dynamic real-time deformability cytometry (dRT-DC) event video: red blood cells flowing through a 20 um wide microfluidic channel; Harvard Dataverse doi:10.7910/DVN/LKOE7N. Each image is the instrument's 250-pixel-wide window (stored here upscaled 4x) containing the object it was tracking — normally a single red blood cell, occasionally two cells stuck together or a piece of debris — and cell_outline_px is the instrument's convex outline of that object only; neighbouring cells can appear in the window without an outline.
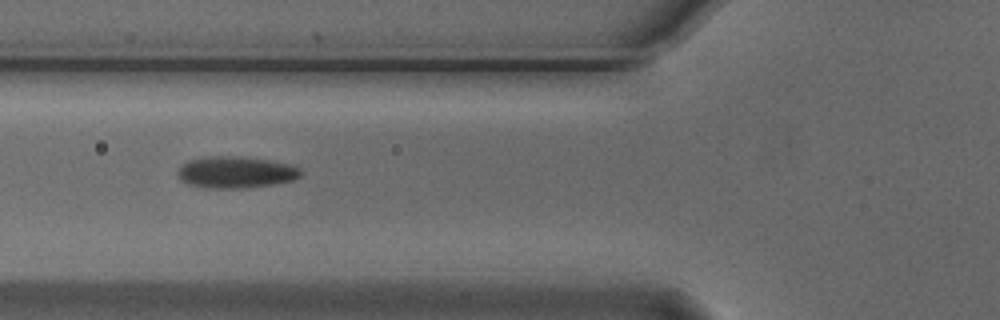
{"species": "Egyptian fruit bat (a non-hibernating species)", "species_latin": "Rousettus aegyptiacus", "temperature_condition": "cold", "stored_images_in_passage": 7, "camera_frame_rate_fps": 3000, "um_per_image_px": 0.085, "animal": {"sex": "male"}, "frame": {"image": 1, "passage_image": 2, "time_ms": 0.333, "image_size_px": [1000, 320], "cell_outline_px": [[300, 176], [292, 180], [272, 184], [240, 188], [204, 188], [188, 184], [180, 180], [176, 172], [188, 160], [212, 156], [240, 156], [268, 160], [292, 164], [300, 168]], "centroid_in_image_um": [20.02, 14.64], "position_along_channel_um": 105.8, "area_um2": 22.6}}
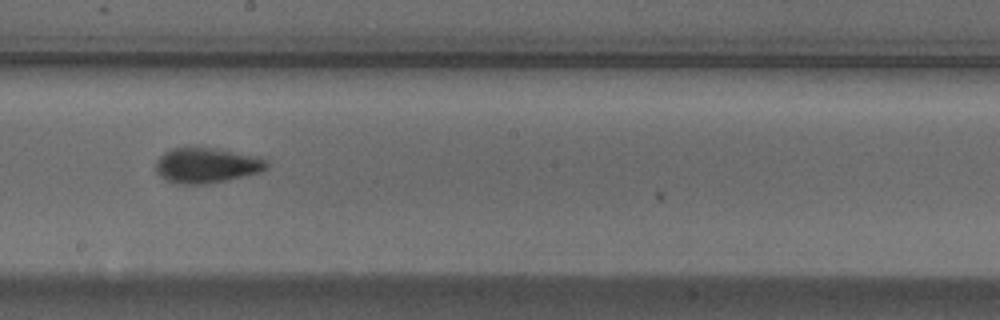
{"frame": {"image": 2, "passage_image": 5, "time_ms": 1.333, "image_size_px": [1000, 320], "cell_outline_px": [[268, 168], [260, 172], [228, 180], [208, 184], [180, 184], [168, 180], [160, 176], [156, 172], [156, 160], [164, 152], [172, 148], [216, 148], [260, 156], [268, 160]], "centroid_in_image_um": [17.6, 14.05], "position_along_channel_um": 230.6, "area_um2": 22.95}}
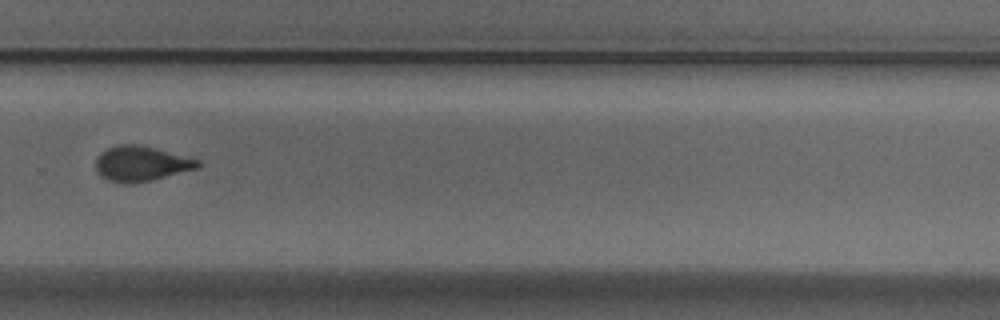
{"frame": {"image": 3, "passage_image": 7, "time_ms": 2.0, "image_size_px": [1000, 320], "cell_outline_px": [[200, 168], [152, 180], [108, 180], [100, 176], [96, 172], [96, 160], [100, 152], [108, 148], [120, 144], [136, 144], [200, 160]], "centroid_in_image_um": [12.01, 13.88], "position_along_channel_um": 317.8, "area_um2": 20.11}}